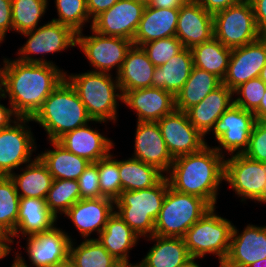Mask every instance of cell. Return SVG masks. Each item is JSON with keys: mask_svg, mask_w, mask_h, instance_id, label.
Listing matches in <instances>:
<instances>
[{"mask_svg": "<svg viewBox=\"0 0 266 267\" xmlns=\"http://www.w3.org/2000/svg\"><path fill=\"white\" fill-rule=\"evenodd\" d=\"M20 197L10 176H0V231L14 234Z\"/></svg>", "mask_w": 266, "mask_h": 267, "instance_id": "38", "label": "cell"}, {"mask_svg": "<svg viewBox=\"0 0 266 267\" xmlns=\"http://www.w3.org/2000/svg\"><path fill=\"white\" fill-rule=\"evenodd\" d=\"M65 79L56 64L26 63L8 59L1 90L20 118H32L52 91Z\"/></svg>", "mask_w": 266, "mask_h": 267, "instance_id": "1", "label": "cell"}, {"mask_svg": "<svg viewBox=\"0 0 266 267\" xmlns=\"http://www.w3.org/2000/svg\"><path fill=\"white\" fill-rule=\"evenodd\" d=\"M193 66L224 79L232 49L224 46L215 37L191 49Z\"/></svg>", "mask_w": 266, "mask_h": 267, "instance_id": "34", "label": "cell"}, {"mask_svg": "<svg viewBox=\"0 0 266 267\" xmlns=\"http://www.w3.org/2000/svg\"><path fill=\"white\" fill-rule=\"evenodd\" d=\"M22 254L21 253H16L15 257H14V260L11 265V267H28L26 261H25V258H23V256H21Z\"/></svg>", "mask_w": 266, "mask_h": 267, "instance_id": "54", "label": "cell"}, {"mask_svg": "<svg viewBox=\"0 0 266 267\" xmlns=\"http://www.w3.org/2000/svg\"><path fill=\"white\" fill-rule=\"evenodd\" d=\"M248 267H266V258L258 260L255 263L249 265Z\"/></svg>", "mask_w": 266, "mask_h": 267, "instance_id": "57", "label": "cell"}, {"mask_svg": "<svg viewBox=\"0 0 266 267\" xmlns=\"http://www.w3.org/2000/svg\"><path fill=\"white\" fill-rule=\"evenodd\" d=\"M259 78L266 84V64L262 68Z\"/></svg>", "mask_w": 266, "mask_h": 267, "instance_id": "59", "label": "cell"}, {"mask_svg": "<svg viewBox=\"0 0 266 267\" xmlns=\"http://www.w3.org/2000/svg\"><path fill=\"white\" fill-rule=\"evenodd\" d=\"M260 38H266V0H250Z\"/></svg>", "mask_w": 266, "mask_h": 267, "instance_id": "47", "label": "cell"}, {"mask_svg": "<svg viewBox=\"0 0 266 267\" xmlns=\"http://www.w3.org/2000/svg\"><path fill=\"white\" fill-rule=\"evenodd\" d=\"M168 152L173 159L200 151L207 142L188 119L186 112L174 110L157 121Z\"/></svg>", "mask_w": 266, "mask_h": 267, "instance_id": "14", "label": "cell"}, {"mask_svg": "<svg viewBox=\"0 0 266 267\" xmlns=\"http://www.w3.org/2000/svg\"><path fill=\"white\" fill-rule=\"evenodd\" d=\"M129 264L124 262H118L114 267H127Z\"/></svg>", "mask_w": 266, "mask_h": 267, "instance_id": "61", "label": "cell"}, {"mask_svg": "<svg viewBox=\"0 0 266 267\" xmlns=\"http://www.w3.org/2000/svg\"><path fill=\"white\" fill-rule=\"evenodd\" d=\"M233 91L222 84L210 92L200 103L185 112L190 123L203 135L210 134L215 122L234 104Z\"/></svg>", "mask_w": 266, "mask_h": 267, "instance_id": "24", "label": "cell"}, {"mask_svg": "<svg viewBox=\"0 0 266 267\" xmlns=\"http://www.w3.org/2000/svg\"><path fill=\"white\" fill-rule=\"evenodd\" d=\"M138 3L143 4L144 6H149L151 0H135Z\"/></svg>", "mask_w": 266, "mask_h": 267, "instance_id": "60", "label": "cell"}, {"mask_svg": "<svg viewBox=\"0 0 266 267\" xmlns=\"http://www.w3.org/2000/svg\"><path fill=\"white\" fill-rule=\"evenodd\" d=\"M233 223L216 213V208L209 209L183 236L191 257L201 260L206 254L218 257L219 263L228 256Z\"/></svg>", "mask_w": 266, "mask_h": 267, "instance_id": "6", "label": "cell"}, {"mask_svg": "<svg viewBox=\"0 0 266 267\" xmlns=\"http://www.w3.org/2000/svg\"><path fill=\"white\" fill-rule=\"evenodd\" d=\"M112 73L87 71L69 74L65 79L75 89L92 120L117 121L118 100L123 102V94ZM115 79V80H114ZM120 92V93H119Z\"/></svg>", "mask_w": 266, "mask_h": 267, "instance_id": "4", "label": "cell"}, {"mask_svg": "<svg viewBox=\"0 0 266 267\" xmlns=\"http://www.w3.org/2000/svg\"><path fill=\"white\" fill-rule=\"evenodd\" d=\"M212 207L201 197L168 186L154 224V235L183 238L186 231Z\"/></svg>", "mask_w": 266, "mask_h": 267, "instance_id": "7", "label": "cell"}, {"mask_svg": "<svg viewBox=\"0 0 266 267\" xmlns=\"http://www.w3.org/2000/svg\"><path fill=\"white\" fill-rule=\"evenodd\" d=\"M119 174L122 191L151 188L165 176L156 167L132 157L119 160Z\"/></svg>", "mask_w": 266, "mask_h": 267, "instance_id": "35", "label": "cell"}, {"mask_svg": "<svg viewBox=\"0 0 266 267\" xmlns=\"http://www.w3.org/2000/svg\"><path fill=\"white\" fill-rule=\"evenodd\" d=\"M20 169V172L23 170L20 174L14 171L10 175L19 197L46 199L54 179L42 160L36 156Z\"/></svg>", "mask_w": 266, "mask_h": 267, "instance_id": "31", "label": "cell"}, {"mask_svg": "<svg viewBox=\"0 0 266 267\" xmlns=\"http://www.w3.org/2000/svg\"><path fill=\"white\" fill-rule=\"evenodd\" d=\"M115 212V202L109 198L80 199L65 213L84 239H91L105 228L108 218Z\"/></svg>", "mask_w": 266, "mask_h": 267, "instance_id": "21", "label": "cell"}, {"mask_svg": "<svg viewBox=\"0 0 266 267\" xmlns=\"http://www.w3.org/2000/svg\"><path fill=\"white\" fill-rule=\"evenodd\" d=\"M73 241L68 257L73 267H114L119 262L96 238L83 239L79 245Z\"/></svg>", "mask_w": 266, "mask_h": 267, "instance_id": "36", "label": "cell"}, {"mask_svg": "<svg viewBox=\"0 0 266 267\" xmlns=\"http://www.w3.org/2000/svg\"><path fill=\"white\" fill-rule=\"evenodd\" d=\"M244 155L250 159L266 163V121H255L249 146Z\"/></svg>", "mask_w": 266, "mask_h": 267, "instance_id": "44", "label": "cell"}, {"mask_svg": "<svg viewBox=\"0 0 266 267\" xmlns=\"http://www.w3.org/2000/svg\"><path fill=\"white\" fill-rule=\"evenodd\" d=\"M28 258L33 267H50L68 260L72 238L65 230H51L26 237Z\"/></svg>", "mask_w": 266, "mask_h": 267, "instance_id": "17", "label": "cell"}, {"mask_svg": "<svg viewBox=\"0 0 266 267\" xmlns=\"http://www.w3.org/2000/svg\"><path fill=\"white\" fill-rule=\"evenodd\" d=\"M57 217L48 209L45 199L20 198L17 225L13 236L20 238L33 236L51 230Z\"/></svg>", "mask_w": 266, "mask_h": 267, "instance_id": "27", "label": "cell"}, {"mask_svg": "<svg viewBox=\"0 0 266 267\" xmlns=\"http://www.w3.org/2000/svg\"><path fill=\"white\" fill-rule=\"evenodd\" d=\"M189 0H151L149 6L160 9H180Z\"/></svg>", "mask_w": 266, "mask_h": 267, "instance_id": "51", "label": "cell"}, {"mask_svg": "<svg viewBox=\"0 0 266 267\" xmlns=\"http://www.w3.org/2000/svg\"><path fill=\"white\" fill-rule=\"evenodd\" d=\"M50 267H73L72 263L70 262V260H66L64 262H61L59 264L56 265H51Z\"/></svg>", "mask_w": 266, "mask_h": 267, "instance_id": "58", "label": "cell"}, {"mask_svg": "<svg viewBox=\"0 0 266 267\" xmlns=\"http://www.w3.org/2000/svg\"><path fill=\"white\" fill-rule=\"evenodd\" d=\"M207 12L216 13L245 0H196Z\"/></svg>", "mask_w": 266, "mask_h": 267, "instance_id": "48", "label": "cell"}, {"mask_svg": "<svg viewBox=\"0 0 266 267\" xmlns=\"http://www.w3.org/2000/svg\"><path fill=\"white\" fill-rule=\"evenodd\" d=\"M178 9H160L145 6L138 29L133 38V45L143 44L176 35Z\"/></svg>", "mask_w": 266, "mask_h": 267, "instance_id": "25", "label": "cell"}, {"mask_svg": "<svg viewBox=\"0 0 266 267\" xmlns=\"http://www.w3.org/2000/svg\"><path fill=\"white\" fill-rule=\"evenodd\" d=\"M255 121L254 113L233 104L220 116L210 131L214 133L219 144L213 146L214 149L222 156H225L223 153L226 152L230 155L244 154L248 149Z\"/></svg>", "mask_w": 266, "mask_h": 267, "instance_id": "11", "label": "cell"}, {"mask_svg": "<svg viewBox=\"0 0 266 267\" xmlns=\"http://www.w3.org/2000/svg\"><path fill=\"white\" fill-rule=\"evenodd\" d=\"M98 161L89 163L84 172L79 176V190L81 199L102 198L99 179Z\"/></svg>", "mask_w": 266, "mask_h": 267, "instance_id": "45", "label": "cell"}, {"mask_svg": "<svg viewBox=\"0 0 266 267\" xmlns=\"http://www.w3.org/2000/svg\"><path fill=\"white\" fill-rule=\"evenodd\" d=\"M265 91L266 84L259 77L244 82L233 90V95L238 96L234 99V105L254 113Z\"/></svg>", "mask_w": 266, "mask_h": 267, "instance_id": "42", "label": "cell"}, {"mask_svg": "<svg viewBox=\"0 0 266 267\" xmlns=\"http://www.w3.org/2000/svg\"><path fill=\"white\" fill-rule=\"evenodd\" d=\"M145 6L135 0H118L92 20L90 28L104 36L133 41Z\"/></svg>", "mask_w": 266, "mask_h": 267, "instance_id": "15", "label": "cell"}, {"mask_svg": "<svg viewBox=\"0 0 266 267\" xmlns=\"http://www.w3.org/2000/svg\"><path fill=\"white\" fill-rule=\"evenodd\" d=\"M49 142L54 149H47L38 154V157L46 165L53 179L78 180L90 162L66 150L57 141Z\"/></svg>", "mask_w": 266, "mask_h": 267, "instance_id": "32", "label": "cell"}, {"mask_svg": "<svg viewBox=\"0 0 266 267\" xmlns=\"http://www.w3.org/2000/svg\"><path fill=\"white\" fill-rule=\"evenodd\" d=\"M98 177L101 195L115 202L121 194L122 185L119 160L115 159L112 153L98 160Z\"/></svg>", "mask_w": 266, "mask_h": 267, "instance_id": "41", "label": "cell"}, {"mask_svg": "<svg viewBox=\"0 0 266 267\" xmlns=\"http://www.w3.org/2000/svg\"><path fill=\"white\" fill-rule=\"evenodd\" d=\"M27 41L18 49V60L26 63L53 64L45 58H37L32 55H44L61 52L69 47L77 46V33L67 25L55 21H48L34 30L22 33Z\"/></svg>", "mask_w": 266, "mask_h": 267, "instance_id": "9", "label": "cell"}, {"mask_svg": "<svg viewBox=\"0 0 266 267\" xmlns=\"http://www.w3.org/2000/svg\"><path fill=\"white\" fill-rule=\"evenodd\" d=\"M266 258V226L248 224L241 234L233 225L230 248L225 263L234 267H248Z\"/></svg>", "mask_w": 266, "mask_h": 267, "instance_id": "20", "label": "cell"}, {"mask_svg": "<svg viewBox=\"0 0 266 267\" xmlns=\"http://www.w3.org/2000/svg\"><path fill=\"white\" fill-rule=\"evenodd\" d=\"M31 118H18L9 127L0 130V176H10L14 169L33 161L36 142L27 125Z\"/></svg>", "mask_w": 266, "mask_h": 267, "instance_id": "13", "label": "cell"}, {"mask_svg": "<svg viewBox=\"0 0 266 267\" xmlns=\"http://www.w3.org/2000/svg\"><path fill=\"white\" fill-rule=\"evenodd\" d=\"M13 236L6 232L0 233V260L8 256L12 251L11 244H14Z\"/></svg>", "mask_w": 266, "mask_h": 267, "instance_id": "52", "label": "cell"}, {"mask_svg": "<svg viewBox=\"0 0 266 267\" xmlns=\"http://www.w3.org/2000/svg\"><path fill=\"white\" fill-rule=\"evenodd\" d=\"M254 116L257 121H266V91Z\"/></svg>", "mask_w": 266, "mask_h": 267, "instance_id": "53", "label": "cell"}, {"mask_svg": "<svg viewBox=\"0 0 266 267\" xmlns=\"http://www.w3.org/2000/svg\"><path fill=\"white\" fill-rule=\"evenodd\" d=\"M91 21L103 11L110 9L118 0H86Z\"/></svg>", "mask_w": 266, "mask_h": 267, "instance_id": "49", "label": "cell"}, {"mask_svg": "<svg viewBox=\"0 0 266 267\" xmlns=\"http://www.w3.org/2000/svg\"><path fill=\"white\" fill-rule=\"evenodd\" d=\"M31 119L44 128L48 141H57L65 133L89 122L106 123L92 120L75 89L66 79L52 91Z\"/></svg>", "mask_w": 266, "mask_h": 267, "instance_id": "3", "label": "cell"}, {"mask_svg": "<svg viewBox=\"0 0 266 267\" xmlns=\"http://www.w3.org/2000/svg\"><path fill=\"white\" fill-rule=\"evenodd\" d=\"M57 142L66 150L95 163L110 154L115 144L97 129H92L89 123L65 133Z\"/></svg>", "mask_w": 266, "mask_h": 267, "instance_id": "23", "label": "cell"}, {"mask_svg": "<svg viewBox=\"0 0 266 267\" xmlns=\"http://www.w3.org/2000/svg\"><path fill=\"white\" fill-rule=\"evenodd\" d=\"M192 68L193 57L191 50L184 47L167 63L155 67L152 87L164 89L175 97L188 80Z\"/></svg>", "mask_w": 266, "mask_h": 267, "instance_id": "30", "label": "cell"}, {"mask_svg": "<svg viewBox=\"0 0 266 267\" xmlns=\"http://www.w3.org/2000/svg\"><path fill=\"white\" fill-rule=\"evenodd\" d=\"M224 174L225 156L207 144L198 152L175 158L165 176L175 191L201 197L216 207Z\"/></svg>", "mask_w": 266, "mask_h": 267, "instance_id": "2", "label": "cell"}, {"mask_svg": "<svg viewBox=\"0 0 266 267\" xmlns=\"http://www.w3.org/2000/svg\"><path fill=\"white\" fill-rule=\"evenodd\" d=\"M80 199L78 180L54 179L45 202L48 209L58 218L59 214L62 216Z\"/></svg>", "mask_w": 266, "mask_h": 267, "instance_id": "39", "label": "cell"}, {"mask_svg": "<svg viewBox=\"0 0 266 267\" xmlns=\"http://www.w3.org/2000/svg\"><path fill=\"white\" fill-rule=\"evenodd\" d=\"M92 35L77 33V45L94 69L90 71L109 73L113 68L119 73L128 50L133 45L131 40L104 36L90 28Z\"/></svg>", "mask_w": 266, "mask_h": 267, "instance_id": "12", "label": "cell"}, {"mask_svg": "<svg viewBox=\"0 0 266 267\" xmlns=\"http://www.w3.org/2000/svg\"><path fill=\"white\" fill-rule=\"evenodd\" d=\"M219 267H234V266H230V265L226 264L225 262H221V263H219Z\"/></svg>", "mask_w": 266, "mask_h": 267, "instance_id": "62", "label": "cell"}, {"mask_svg": "<svg viewBox=\"0 0 266 267\" xmlns=\"http://www.w3.org/2000/svg\"><path fill=\"white\" fill-rule=\"evenodd\" d=\"M48 3V0H12V31L22 34L37 28Z\"/></svg>", "mask_w": 266, "mask_h": 267, "instance_id": "37", "label": "cell"}, {"mask_svg": "<svg viewBox=\"0 0 266 267\" xmlns=\"http://www.w3.org/2000/svg\"><path fill=\"white\" fill-rule=\"evenodd\" d=\"M266 204V196L264 197L263 201L260 204Z\"/></svg>", "mask_w": 266, "mask_h": 267, "instance_id": "64", "label": "cell"}, {"mask_svg": "<svg viewBox=\"0 0 266 267\" xmlns=\"http://www.w3.org/2000/svg\"><path fill=\"white\" fill-rule=\"evenodd\" d=\"M141 47L155 67L167 63L184 48L176 36L153 40Z\"/></svg>", "mask_w": 266, "mask_h": 267, "instance_id": "43", "label": "cell"}, {"mask_svg": "<svg viewBox=\"0 0 266 267\" xmlns=\"http://www.w3.org/2000/svg\"><path fill=\"white\" fill-rule=\"evenodd\" d=\"M2 98H4V96L0 92V99ZM18 118L10 104L8 107L4 104H0V130L9 127Z\"/></svg>", "mask_w": 266, "mask_h": 267, "instance_id": "50", "label": "cell"}, {"mask_svg": "<svg viewBox=\"0 0 266 267\" xmlns=\"http://www.w3.org/2000/svg\"><path fill=\"white\" fill-rule=\"evenodd\" d=\"M168 186V179L164 176L151 188L121 191L115 201V212L140 238L154 234L155 220L162 208Z\"/></svg>", "mask_w": 266, "mask_h": 267, "instance_id": "5", "label": "cell"}, {"mask_svg": "<svg viewBox=\"0 0 266 267\" xmlns=\"http://www.w3.org/2000/svg\"><path fill=\"white\" fill-rule=\"evenodd\" d=\"M58 18L52 21L67 25L76 33L82 32L85 23L91 22L86 0H55Z\"/></svg>", "mask_w": 266, "mask_h": 267, "instance_id": "40", "label": "cell"}, {"mask_svg": "<svg viewBox=\"0 0 266 267\" xmlns=\"http://www.w3.org/2000/svg\"><path fill=\"white\" fill-rule=\"evenodd\" d=\"M221 85L220 78L193 66L188 80L175 96V109L185 112L191 106L200 103L210 92Z\"/></svg>", "mask_w": 266, "mask_h": 267, "instance_id": "33", "label": "cell"}, {"mask_svg": "<svg viewBox=\"0 0 266 267\" xmlns=\"http://www.w3.org/2000/svg\"><path fill=\"white\" fill-rule=\"evenodd\" d=\"M135 131L132 158L156 167L164 175L167 174L174 159L168 152L158 123L137 121Z\"/></svg>", "mask_w": 266, "mask_h": 267, "instance_id": "18", "label": "cell"}, {"mask_svg": "<svg viewBox=\"0 0 266 267\" xmlns=\"http://www.w3.org/2000/svg\"><path fill=\"white\" fill-rule=\"evenodd\" d=\"M146 238L155 243L138 262L141 267H180L192 258L183 238L154 234Z\"/></svg>", "mask_w": 266, "mask_h": 267, "instance_id": "29", "label": "cell"}, {"mask_svg": "<svg viewBox=\"0 0 266 267\" xmlns=\"http://www.w3.org/2000/svg\"><path fill=\"white\" fill-rule=\"evenodd\" d=\"M98 237L96 239L115 259L133 264L129 263V252L137 246L140 236L116 212L108 218Z\"/></svg>", "mask_w": 266, "mask_h": 267, "instance_id": "28", "label": "cell"}, {"mask_svg": "<svg viewBox=\"0 0 266 267\" xmlns=\"http://www.w3.org/2000/svg\"><path fill=\"white\" fill-rule=\"evenodd\" d=\"M123 103L135 111L138 122H157L175 110V97L161 88L127 91Z\"/></svg>", "mask_w": 266, "mask_h": 267, "instance_id": "22", "label": "cell"}, {"mask_svg": "<svg viewBox=\"0 0 266 267\" xmlns=\"http://www.w3.org/2000/svg\"><path fill=\"white\" fill-rule=\"evenodd\" d=\"M224 181L242 202L251 199L261 203L266 196V163L244 154L230 155L225 159Z\"/></svg>", "mask_w": 266, "mask_h": 267, "instance_id": "10", "label": "cell"}, {"mask_svg": "<svg viewBox=\"0 0 266 267\" xmlns=\"http://www.w3.org/2000/svg\"><path fill=\"white\" fill-rule=\"evenodd\" d=\"M266 64V38L232 49L222 84L232 91L240 84L260 76Z\"/></svg>", "mask_w": 266, "mask_h": 267, "instance_id": "16", "label": "cell"}, {"mask_svg": "<svg viewBox=\"0 0 266 267\" xmlns=\"http://www.w3.org/2000/svg\"><path fill=\"white\" fill-rule=\"evenodd\" d=\"M155 66L142 47L132 45L117 76L121 93L152 87Z\"/></svg>", "mask_w": 266, "mask_h": 267, "instance_id": "26", "label": "cell"}, {"mask_svg": "<svg viewBox=\"0 0 266 267\" xmlns=\"http://www.w3.org/2000/svg\"><path fill=\"white\" fill-rule=\"evenodd\" d=\"M127 267H141L138 263L129 264Z\"/></svg>", "mask_w": 266, "mask_h": 267, "instance_id": "63", "label": "cell"}, {"mask_svg": "<svg viewBox=\"0 0 266 267\" xmlns=\"http://www.w3.org/2000/svg\"><path fill=\"white\" fill-rule=\"evenodd\" d=\"M9 58H5L3 59V67H0V92L2 90L3 87V83H4V76H5V68H6V64Z\"/></svg>", "mask_w": 266, "mask_h": 267, "instance_id": "55", "label": "cell"}, {"mask_svg": "<svg viewBox=\"0 0 266 267\" xmlns=\"http://www.w3.org/2000/svg\"><path fill=\"white\" fill-rule=\"evenodd\" d=\"M175 36L188 49L209 41L214 37L213 14L196 0H189L179 9Z\"/></svg>", "mask_w": 266, "mask_h": 267, "instance_id": "19", "label": "cell"}, {"mask_svg": "<svg viewBox=\"0 0 266 267\" xmlns=\"http://www.w3.org/2000/svg\"><path fill=\"white\" fill-rule=\"evenodd\" d=\"M12 31V0H0V44Z\"/></svg>", "mask_w": 266, "mask_h": 267, "instance_id": "46", "label": "cell"}, {"mask_svg": "<svg viewBox=\"0 0 266 267\" xmlns=\"http://www.w3.org/2000/svg\"><path fill=\"white\" fill-rule=\"evenodd\" d=\"M214 37L231 49L260 38L250 0H245L213 14Z\"/></svg>", "mask_w": 266, "mask_h": 267, "instance_id": "8", "label": "cell"}, {"mask_svg": "<svg viewBox=\"0 0 266 267\" xmlns=\"http://www.w3.org/2000/svg\"><path fill=\"white\" fill-rule=\"evenodd\" d=\"M196 258L189 259L186 263H184L180 267H201L198 263L195 262Z\"/></svg>", "mask_w": 266, "mask_h": 267, "instance_id": "56", "label": "cell"}]
</instances>
